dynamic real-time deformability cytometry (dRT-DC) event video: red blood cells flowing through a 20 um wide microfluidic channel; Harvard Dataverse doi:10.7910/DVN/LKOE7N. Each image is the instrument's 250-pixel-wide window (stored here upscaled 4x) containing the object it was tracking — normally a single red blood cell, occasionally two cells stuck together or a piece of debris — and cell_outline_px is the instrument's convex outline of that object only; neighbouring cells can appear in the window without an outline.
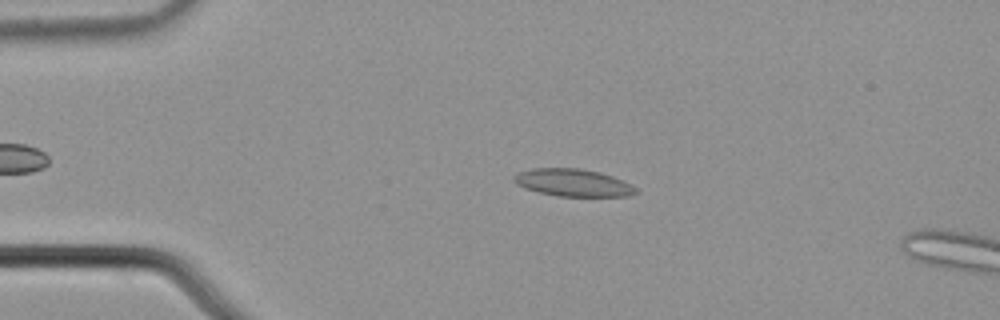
{"species": "common noctule bat (a hibernating species)", "species_latin": "Nyctalus noctula", "temperature_condition": "cold", "stored_images_in_passage": 4, "camera_frame_rate_fps": 3000, "um_per_image_px": 0.085, "animal": {"sex": "male", "body_mass_g": 21.5, "forearm_length_mm": 52.0}, "frame": {"image": 1, "passage_image": 3, "time_ms": 0.667, "image_size_px": [1000, 320], "cell_outline_px": [[640, 192], [628, 196], [556, 196], [524, 188], [516, 184], [512, 180], [512, 176], [520, 172], [532, 168], [580, 168], [600, 172], [612, 176], [636, 188]], "centroid_in_image_um": [48.67, 15.52], "position_along_channel_um": 36.3, "area_um2": 19.42}}